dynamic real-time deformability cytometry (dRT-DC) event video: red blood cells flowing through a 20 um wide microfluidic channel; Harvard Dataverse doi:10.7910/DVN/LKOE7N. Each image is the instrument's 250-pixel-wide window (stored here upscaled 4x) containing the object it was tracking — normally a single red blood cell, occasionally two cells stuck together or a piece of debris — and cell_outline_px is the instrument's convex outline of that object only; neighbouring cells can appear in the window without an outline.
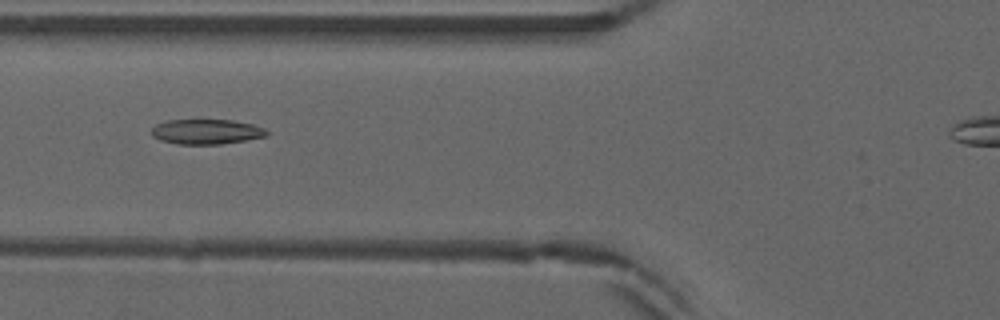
{"species": "common noctule bat (a hibernating species)", "species_latin": "Nyctalus noctula", "temperature_condition": "warm", "stored_images_in_passage": 38, "camera_frame_rate_fps": 3000, "um_per_image_px": 0.085, "animal": {"sex": "male", "forearm_length_mm": 52.5}, "frame": {"image": 1, "passage_image": 11, "time_ms": 3.333, "image_size_px": [1000, 320], "cell_outline_px": [[268, 136], [220, 144], [176, 144], [160, 140], [152, 136], [152, 128], [156, 124], [168, 120], [232, 120], [252, 124], [264, 128], [268, 132]], "centroid_in_image_um": [17.53, 11.19], "position_along_channel_um": 108.3, "area_um2": 16.7}}
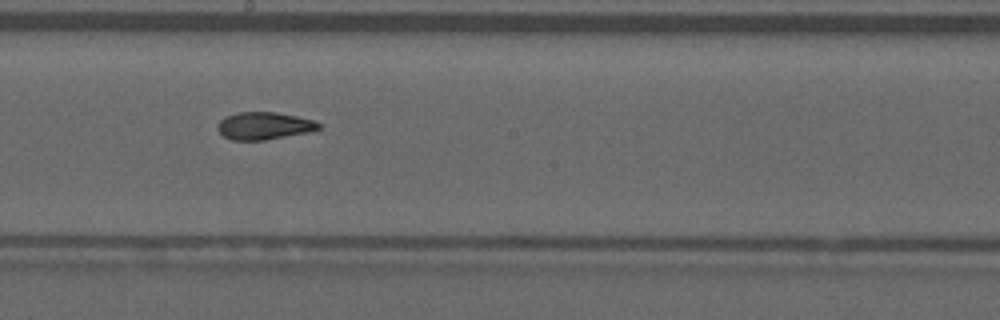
{"frame": {"image": 2, "passage_image": 20, "time_ms": 6.333, "image_size_px": [1000, 320], "cell_outline_px": [[320, 128], [308, 132], [264, 140], [232, 140], [224, 136], [216, 128], [216, 124], [224, 116], [236, 112], [276, 112], [296, 116], [312, 120], [320, 124]], "centroid_in_image_um": [22.38, 10.68], "position_along_channel_um": 225.8, "area_um2": 16.13}}
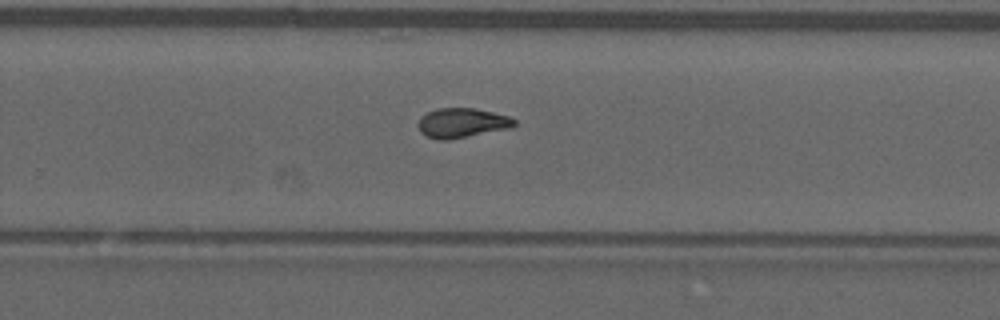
{"frame": {"image": 3, "passage_image": 25, "time_ms": 8.0, "image_size_px": [1000, 320], "cell_outline_px": [[516, 124], [508, 128], [448, 140], [440, 140], [428, 136], [420, 132], [416, 124], [420, 116], [436, 108], [476, 108], [508, 116], [516, 120]], "centroid_in_image_um": [39.21, 10.43], "position_along_channel_um": 290.6, "area_um2": 16.53}}